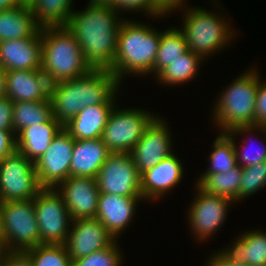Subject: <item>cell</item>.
I'll return each instance as SVG.
<instances>
[{"label":"cell","instance_id":"cell-1","mask_svg":"<svg viewBox=\"0 0 266 266\" xmlns=\"http://www.w3.org/2000/svg\"><path fill=\"white\" fill-rule=\"evenodd\" d=\"M111 5L87 4L71 14L66 27L74 34L90 70H113L123 18Z\"/></svg>","mask_w":266,"mask_h":266},{"label":"cell","instance_id":"cell-2","mask_svg":"<svg viewBox=\"0 0 266 266\" xmlns=\"http://www.w3.org/2000/svg\"><path fill=\"white\" fill-rule=\"evenodd\" d=\"M122 84L110 71L90 70L86 75L51 85L53 117L64 126L82 109L97 104H116Z\"/></svg>","mask_w":266,"mask_h":266},{"label":"cell","instance_id":"cell-3","mask_svg":"<svg viewBox=\"0 0 266 266\" xmlns=\"http://www.w3.org/2000/svg\"><path fill=\"white\" fill-rule=\"evenodd\" d=\"M124 18L119 27L117 52L112 73L122 84L128 74H154V64L162 32L152 25Z\"/></svg>","mask_w":266,"mask_h":266},{"label":"cell","instance_id":"cell-4","mask_svg":"<svg viewBox=\"0 0 266 266\" xmlns=\"http://www.w3.org/2000/svg\"><path fill=\"white\" fill-rule=\"evenodd\" d=\"M41 45V70L51 85L90 71L76 37L66 26L41 27Z\"/></svg>","mask_w":266,"mask_h":266},{"label":"cell","instance_id":"cell-5","mask_svg":"<svg viewBox=\"0 0 266 266\" xmlns=\"http://www.w3.org/2000/svg\"><path fill=\"white\" fill-rule=\"evenodd\" d=\"M258 72L255 68L244 71L217 98L211 116L220 133L255 125L256 96L261 80Z\"/></svg>","mask_w":266,"mask_h":266},{"label":"cell","instance_id":"cell-6","mask_svg":"<svg viewBox=\"0 0 266 266\" xmlns=\"http://www.w3.org/2000/svg\"><path fill=\"white\" fill-rule=\"evenodd\" d=\"M184 8L186 12L183 16V26L177 29L185 37L188 50L198 54L204 60L206 58L208 60V56L212 57V54L214 55L217 51L225 49V46L231 43L230 40L235 38L234 35L237 33L222 14L216 12L214 14L213 11L209 12L200 7L185 6Z\"/></svg>","mask_w":266,"mask_h":266},{"label":"cell","instance_id":"cell-7","mask_svg":"<svg viewBox=\"0 0 266 266\" xmlns=\"http://www.w3.org/2000/svg\"><path fill=\"white\" fill-rule=\"evenodd\" d=\"M40 244L34 199L2 202L0 250L23 252Z\"/></svg>","mask_w":266,"mask_h":266},{"label":"cell","instance_id":"cell-8","mask_svg":"<svg viewBox=\"0 0 266 266\" xmlns=\"http://www.w3.org/2000/svg\"><path fill=\"white\" fill-rule=\"evenodd\" d=\"M157 116L143 109H118L115 106L110 112L101 139L111 153H130Z\"/></svg>","mask_w":266,"mask_h":266},{"label":"cell","instance_id":"cell-9","mask_svg":"<svg viewBox=\"0 0 266 266\" xmlns=\"http://www.w3.org/2000/svg\"><path fill=\"white\" fill-rule=\"evenodd\" d=\"M34 199L41 244H65L72 218L56 188H42Z\"/></svg>","mask_w":266,"mask_h":266},{"label":"cell","instance_id":"cell-10","mask_svg":"<svg viewBox=\"0 0 266 266\" xmlns=\"http://www.w3.org/2000/svg\"><path fill=\"white\" fill-rule=\"evenodd\" d=\"M42 189L35 165L15 151L0 162V202L31 200Z\"/></svg>","mask_w":266,"mask_h":266},{"label":"cell","instance_id":"cell-11","mask_svg":"<svg viewBox=\"0 0 266 266\" xmlns=\"http://www.w3.org/2000/svg\"><path fill=\"white\" fill-rule=\"evenodd\" d=\"M100 193L142 197L141 174L131 153H111L96 177Z\"/></svg>","mask_w":266,"mask_h":266},{"label":"cell","instance_id":"cell-12","mask_svg":"<svg viewBox=\"0 0 266 266\" xmlns=\"http://www.w3.org/2000/svg\"><path fill=\"white\" fill-rule=\"evenodd\" d=\"M194 186L197 195L187 211L188 225L200 242L211 238L223 226L229 207L235 202L224 196L205 193L196 184Z\"/></svg>","mask_w":266,"mask_h":266},{"label":"cell","instance_id":"cell-13","mask_svg":"<svg viewBox=\"0 0 266 266\" xmlns=\"http://www.w3.org/2000/svg\"><path fill=\"white\" fill-rule=\"evenodd\" d=\"M75 139L64 129L54 137L47 151L34 162L39 185L56 188L70 177Z\"/></svg>","mask_w":266,"mask_h":266},{"label":"cell","instance_id":"cell-14","mask_svg":"<svg viewBox=\"0 0 266 266\" xmlns=\"http://www.w3.org/2000/svg\"><path fill=\"white\" fill-rule=\"evenodd\" d=\"M167 122L157 116L145 129L139 142L130 152L137 170L142 174L173 154L172 138Z\"/></svg>","mask_w":266,"mask_h":266},{"label":"cell","instance_id":"cell-15","mask_svg":"<svg viewBox=\"0 0 266 266\" xmlns=\"http://www.w3.org/2000/svg\"><path fill=\"white\" fill-rule=\"evenodd\" d=\"M71 226L64 245L72 260L109 247L115 241L97 218L72 220Z\"/></svg>","mask_w":266,"mask_h":266},{"label":"cell","instance_id":"cell-16","mask_svg":"<svg viewBox=\"0 0 266 266\" xmlns=\"http://www.w3.org/2000/svg\"><path fill=\"white\" fill-rule=\"evenodd\" d=\"M56 190L62 195L72 220L95 218L100 193L96 178L70 176Z\"/></svg>","mask_w":266,"mask_h":266},{"label":"cell","instance_id":"cell-17","mask_svg":"<svg viewBox=\"0 0 266 266\" xmlns=\"http://www.w3.org/2000/svg\"><path fill=\"white\" fill-rule=\"evenodd\" d=\"M139 200L143 197H126L110 193H99L96 216L106 230L118 239L121 233L129 227L137 210Z\"/></svg>","mask_w":266,"mask_h":266},{"label":"cell","instance_id":"cell-18","mask_svg":"<svg viewBox=\"0 0 266 266\" xmlns=\"http://www.w3.org/2000/svg\"><path fill=\"white\" fill-rule=\"evenodd\" d=\"M182 161L174 153L162 159L155 167L141 174V192L144 201L159 200L182 181Z\"/></svg>","mask_w":266,"mask_h":266},{"label":"cell","instance_id":"cell-19","mask_svg":"<svg viewBox=\"0 0 266 266\" xmlns=\"http://www.w3.org/2000/svg\"><path fill=\"white\" fill-rule=\"evenodd\" d=\"M41 30L34 36L0 42V66L6 70H41Z\"/></svg>","mask_w":266,"mask_h":266},{"label":"cell","instance_id":"cell-20","mask_svg":"<svg viewBox=\"0 0 266 266\" xmlns=\"http://www.w3.org/2000/svg\"><path fill=\"white\" fill-rule=\"evenodd\" d=\"M50 89L42 70L6 71V97L13 102L49 100Z\"/></svg>","mask_w":266,"mask_h":266},{"label":"cell","instance_id":"cell-21","mask_svg":"<svg viewBox=\"0 0 266 266\" xmlns=\"http://www.w3.org/2000/svg\"><path fill=\"white\" fill-rule=\"evenodd\" d=\"M111 154L101 138L75 140L70 176L96 178L101 166Z\"/></svg>","mask_w":266,"mask_h":266},{"label":"cell","instance_id":"cell-22","mask_svg":"<svg viewBox=\"0 0 266 266\" xmlns=\"http://www.w3.org/2000/svg\"><path fill=\"white\" fill-rule=\"evenodd\" d=\"M62 128L63 126L54 117L47 122L25 127L16 135L17 151L29 160L37 161Z\"/></svg>","mask_w":266,"mask_h":266},{"label":"cell","instance_id":"cell-23","mask_svg":"<svg viewBox=\"0 0 266 266\" xmlns=\"http://www.w3.org/2000/svg\"><path fill=\"white\" fill-rule=\"evenodd\" d=\"M228 248L218 252L228 261H236L249 266H266V233L250 230L240 234Z\"/></svg>","mask_w":266,"mask_h":266},{"label":"cell","instance_id":"cell-24","mask_svg":"<svg viewBox=\"0 0 266 266\" xmlns=\"http://www.w3.org/2000/svg\"><path fill=\"white\" fill-rule=\"evenodd\" d=\"M115 104H97L82 109L63 128L75 140L101 138Z\"/></svg>","mask_w":266,"mask_h":266},{"label":"cell","instance_id":"cell-25","mask_svg":"<svg viewBox=\"0 0 266 266\" xmlns=\"http://www.w3.org/2000/svg\"><path fill=\"white\" fill-rule=\"evenodd\" d=\"M40 30L29 5L0 11V42L34 37Z\"/></svg>","mask_w":266,"mask_h":266},{"label":"cell","instance_id":"cell-26","mask_svg":"<svg viewBox=\"0 0 266 266\" xmlns=\"http://www.w3.org/2000/svg\"><path fill=\"white\" fill-rule=\"evenodd\" d=\"M241 178L242 167L236 165L226 173L201 174L196 185L205 193L227 197L236 204Z\"/></svg>","mask_w":266,"mask_h":266},{"label":"cell","instance_id":"cell-27","mask_svg":"<svg viewBox=\"0 0 266 266\" xmlns=\"http://www.w3.org/2000/svg\"><path fill=\"white\" fill-rule=\"evenodd\" d=\"M53 117L49 100L21 101L13 103V132L17 135L22 129L49 121Z\"/></svg>","mask_w":266,"mask_h":266},{"label":"cell","instance_id":"cell-28","mask_svg":"<svg viewBox=\"0 0 266 266\" xmlns=\"http://www.w3.org/2000/svg\"><path fill=\"white\" fill-rule=\"evenodd\" d=\"M73 3V0H34L30 8L41 27L66 26L74 12Z\"/></svg>","mask_w":266,"mask_h":266},{"label":"cell","instance_id":"cell-29","mask_svg":"<svg viewBox=\"0 0 266 266\" xmlns=\"http://www.w3.org/2000/svg\"><path fill=\"white\" fill-rule=\"evenodd\" d=\"M204 61L202 57L188 50L181 58L176 59L164 68L156 77L163 85H180L191 81ZM200 64V65H199Z\"/></svg>","mask_w":266,"mask_h":266},{"label":"cell","instance_id":"cell-30","mask_svg":"<svg viewBox=\"0 0 266 266\" xmlns=\"http://www.w3.org/2000/svg\"><path fill=\"white\" fill-rule=\"evenodd\" d=\"M162 32L156 61L154 64V77L169 64L188 51V46L183 34L174 27H169Z\"/></svg>","mask_w":266,"mask_h":266},{"label":"cell","instance_id":"cell-31","mask_svg":"<svg viewBox=\"0 0 266 266\" xmlns=\"http://www.w3.org/2000/svg\"><path fill=\"white\" fill-rule=\"evenodd\" d=\"M254 131L256 133L259 132L261 135L263 134L264 137L262 136L263 139L262 144L265 145L260 146V148L258 149L256 147L257 150H251L253 147L252 148L250 147L251 149L249 148L250 149L249 151L247 150L248 149L247 145H249L247 144L248 141L247 140L244 141L243 139V143L239 145L241 148L240 147L238 148L235 138L239 135L242 136V134L245 137L246 135L249 136ZM226 134L232 139L236 154L237 165H239L240 167H249L266 160V129L264 126H259V125L239 126L229 132H226Z\"/></svg>","mask_w":266,"mask_h":266},{"label":"cell","instance_id":"cell-32","mask_svg":"<svg viewBox=\"0 0 266 266\" xmlns=\"http://www.w3.org/2000/svg\"><path fill=\"white\" fill-rule=\"evenodd\" d=\"M213 142L212 152L208 158L210 165L202 174L226 173L237 165L232 139L226 133H219Z\"/></svg>","mask_w":266,"mask_h":266},{"label":"cell","instance_id":"cell-33","mask_svg":"<svg viewBox=\"0 0 266 266\" xmlns=\"http://www.w3.org/2000/svg\"><path fill=\"white\" fill-rule=\"evenodd\" d=\"M33 266H72L64 244H40L23 251Z\"/></svg>","mask_w":266,"mask_h":266},{"label":"cell","instance_id":"cell-34","mask_svg":"<svg viewBox=\"0 0 266 266\" xmlns=\"http://www.w3.org/2000/svg\"><path fill=\"white\" fill-rule=\"evenodd\" d=\"M266 186V160L258 164L242 167L239 201L252 196Z\"/></svg>","mask_w":266,"mask_h":266},{"label":"cell","instance_id":"cell-35","mask_svg":"<svg viewBox=\"0 0 266 266\" xmlns=\"http://www.w3.org/2000/svg\"><path fill=\"white\" fill-rule=\"evenodd\" d=\"M118 240L109 247L97 250L92 254L73 260L72 266H122L123 252L118 248Z\"/></svg>","mask_w":266,"mask_h":266},{"label":"cell","instance_id":"cell-36","mask_svg":"<svg viewBox=\"0 0 266 266\" xmlns=\"http://www.w3.org/2000/svg\"><path fill=\"white\" fill-rule=\"evenodd\" d=\"M186 0H149V4L151 5V17L154 18L161 17L163 18L165 15L170 14L175 10L179 11L180 8L186 5Z\"/></svg>","mask_w":266,"mask_h":266},{"label":"cell","instance_id":"cell-37","mask_svg":"<svg viewBox=\"0 0 266 266\" xmlns=\"http://www.w3.org/2000/svg\"><path fill=\"white\" fill-rule=\"evenodd\" d=\"M255 125L266 126V81L261 80L256 96Z\"/></svg>","mask_w":266,"mask_h":266},{"label":"cell","instance_id":"cell-38","mask_svg":"<svg viewBox=\"0 0 266 266\" xmlns=\"http://www.w3.org/2000/svg\"><path fill=\"white\" fill-rule=\"evenodd\" d=\"M113 7L117 12L135 11L145 12L146 15L151 16V5L149 0H115Z\"/></svg>","mask_w":266,"mask_h":266},{"label":"cell","instance_id":"cell-39","mask_svg":"<svg viewBox=\"0 0 266 266\" xmlns=\"http://www.w3.org/2000/svg\"><path fill=\"white\" fill-rule=\"evenodd\" d=\"M0 266H33V264L24 252L1 251Z\"/></svg>","mask_w":266,"mask_h":266},{"label":"cell","instance_id":"cell-40","mask_svg":"<svg viewBox=\"0 0 266 266\" xmlns=\"http://www.w3.org/2000/svg\"><path fill=\"white\" fill-rule=\"evenodd\" d=\"M16 150V135L13 130H0V162Z\"/></svg>","mask_w":266,"mask_h":266},{"label":"cell","instance_id":"cell-41","mask_svg":"<svg viewBox=\"0 0 266 266\" xmlns=\"http://www.w3.org/2000/svg\"><path fill=\"white\" fill-rule=\"evenodd\" d=\"M13 103L8 97L0 99V130H13Z\"/></svg>","mask_w":266,"mask_h":266},{"label":"cell","instance_id":"cell-42","mask_svg":"<svg viewBox=\"0 0 266 266\" xmlns=\"http://www.w3.org/2000/svg\"><path fill=\"white\" fill-rule=\"evenodd\" d=\"M204 266H249L245 263L228 261L218 251L212 254Z\"/></svg>","mask_w":266,"mask_h":266},{"label":"cell","instance_id":"cell-43","mask_svg":"<svg viewBox=\"0 0 266 266\" xmlns=\"http://www.w3.org/2000/svg\"><path fill=\"white\" fill-rule=\"evenodd\" d=\"M6 97V70L0 66V99Z\"/></svg>","mask_w":266,"mask_h":266},{"label":"cell","instance_id":"cell-44","mask_svg":"<svg viewBox=\"0 0 266 266\" xmlns=\"http://www.w3.org/2000/svg\"><path fill=\"white\" fill-rule=\"evenodd\" d=\"M19 5H21L19 0H0V11L18 7Z\"/></svg>","mask_w":266,"mask_h":266},{"label":"cell","instance_id":"cell-45","mask_svg":"<svg viewBox=\"0 0 266 266\" xmlns=\"http://www.w3.org/2000/svg\"><path fill=\"white\" fill-rule=\"evenodd\" d=\"M88 3H92L94 5H111L113 6V4L115 3V0H90V2Z\"/></svg>","mask_w":266,"mask_h":266},{"label":"cell","instance_id":"cell-46","mask_svg":"<svg viewBox=\"0 0 266 266\" xmlns=\"http://www.w3.org/2000/svg\"><path fill=\"white\" fill-rule=\"evenodd\" d=\"M1 232H2V202H0V243H1Z\"/></svg>","mask_w":266,"mask_h":266},{"label":"cell","instance_id":"cell-47","mask_svg":"<svg viewBox=\"0 0 266 266\" xmlns=\"http://www.w3.org/2000/svg\"><path fill=\"white\" fill-rule=\"evenodd\" d=\"M21 4L24 5H31L34 0H19Z\"/></svg>","mask_w":266,"mask_h":266}]
</instances>
